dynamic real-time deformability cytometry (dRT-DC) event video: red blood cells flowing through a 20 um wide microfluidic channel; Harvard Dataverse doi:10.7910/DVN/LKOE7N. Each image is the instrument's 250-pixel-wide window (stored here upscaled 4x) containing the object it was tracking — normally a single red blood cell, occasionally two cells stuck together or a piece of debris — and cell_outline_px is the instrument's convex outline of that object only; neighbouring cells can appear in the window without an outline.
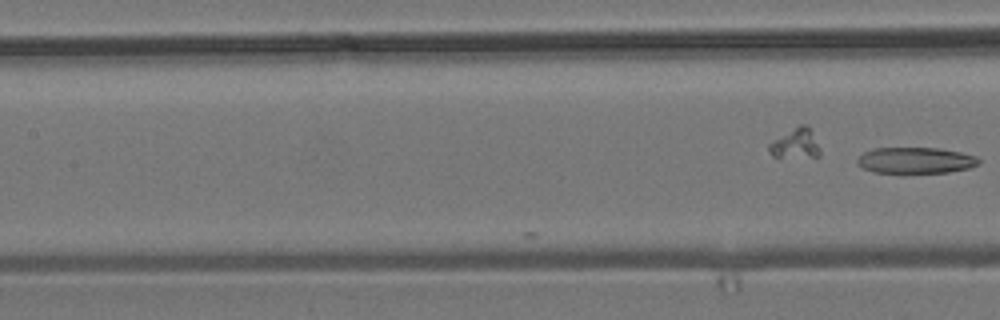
{"species": "common noctule bat (a hibernating species)", "species_latin": "Nyctalus noctula", "temperature_condition": "room temperature", "stored_images_in_passage": 6, "camera_frame_rate_fps": 3000, "um_per_image_px": 0.085, "animal": {"sex": "male", "body_mass_g": 19.2, "forearm_length_mm": 51.8}, "frame": {"image": 1, "passage_image": 6, "time_ms": 1.667, "image_size_px": [1000, 320], "cell_outline_px": [[980, 164], [968, 168], [948, 172], [904, 176], [876, 172], [864, 168], [856, 164], [856, 160], [864, 152], [872, 148], [940, 148], [960, 152], [976, 156], [980, 160]], "centroid_in_image_um": [77.8, 13.68], "position_along_channel_um": 129.6, "area_um2": 19.36}}